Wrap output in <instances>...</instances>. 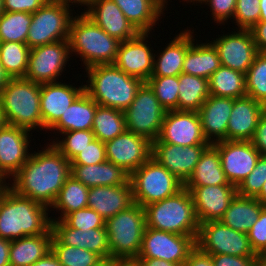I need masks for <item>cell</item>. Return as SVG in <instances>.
Listing matches in <instances>:
<instances>
[{
    "mask_svg": "<svg viewBox=\"0 0 266 266\" xmlns=\"http://www.w3.org/2000/svg\"><path fill=\"white\" fill-rule=\"evenodd\" d=\"M30 157L7 183L16 194L27 197L49 209L54 204L60 189L71 175V163L52 143ZM13 181V182H12Z\"/></svg>",
    "mask_w": 266,
    "mask_h": 266,
    "instance_id": "cell-1",
    "label": "cell"
},
{
    "mask_svg": "<svg viewBox=\"0 0 266 266\" xmlns=\"http://www.w3.org/2000/svg\"><path fill=\"white\" fill-rule=\"evenodd\" d=\"M49 211L52 209L16 194L7 184L1 185L0 237L13 241L46 233L51 228Z\"/></svg>",
    "mask_w": 266,
    "mask_h": 266,
    "instance_id": "cell-2",
    "label": "cell"
},
{
    "mask_svg": "<svg viewBox=\"0 0 266 266\" xmlns=\"http://www.w3.org/2000/svg\"><path fill=\"white\" fill-rule=\"evenodd\" d=\"M88 80L84 91L98 104L125 111L144 83L121 71L114 64H99L85 69Z\"/></svg>",
    "mask_w": 266,
    "mask_h": 266,
    "instance_id": "cell-3",
    "label": "cell"
},
{
    "mask_svg": "<svg viewBox=\"0 0 266 266\" xmlns=\"http://www.w3.org/2000/svg\"><path fill=\"white\" fill-rule=\"evenodd\" d=\"M76 15L70 22V55L80 56L85 69L99 64H113L121 41L107 34L83 12Z\"/></svg>",
    "mask_w": 266,
    "mask_h": 266,
    "instance_id": "cell-4",
    "label": "cell"
},
{
    "mask_svg": "<svg viewBox=\"0 0 266 266\" xmlns=\"http://www.w3.org/2000/svg\"><path fill=\"white\" fill-rule=\"evenodd\" d=\"M143 208L146 227L197 239L200 224L192 195L185 187L175 195L150 203Z\"/></svg>",
    "mask_w": 266,
    "mask_h": 266,
    "instance_id": "cell-5",
    "label": "cell"
},
{
    "mask_svg": "<svg viewBox=\"0 0 266 266\" xmlns=\"http://www.w3.org/2000/svg\"><path fill=\"white\" fill-rule=\"evenodd\" d=\"M41 84L25 78H11L0 93V105L6 123L24 128L42 130L40 109Z\"/></svg>",
    "mask_w": 266,
    "mask_h": 266,
    "instance_id": "cell-6",
    "label": "cell"
},
{
    "mask_svg": "<svg viewBox=\"0 0 266 266\" xmlns=\"http://www.w3.org/2000/svg\"><path fill=\"white\" fill-rule=\"evenodd\" d=\"M146 227L144 208L133 203L105 221L110 259L136 260Z\"/></svg>",
    "mask_w": 266,
    "mask_h": 266,
    "instance_id": "cell-7",
    "label": "cell"
},
{
    "mask_svg": "<svg viewBox=\"0 0 266 266\" xmlns=\"http://www.w3.org/2000/svg\"><path fill=\"white\" fill-rule=\"evenodd\" d=\"M74 4L67 0H48L40 9L32 13V21L26 44L31 49L36 46L68 40ZM72 15V16H71Z\"/></svg>",
    "mask_w": 266,
    "mask_h": 266,
    "instance_id": "cell-8",
    "label": "cell"
},
{
    "mask_svg": "<svg viewBox=\"0 0 266 266\" xmlns=\"http://www.w3.org/2000/svg\"><path fill=\"white\" fill-rule=\"evenodd\" d=\"M129 181L133 201L142 207L171 197L184 187V184L152 157L130 174Z\"/></svg>",
    "mask_w": 266,
    "mask_h": 266,
    "instance_id": "cell-9",
    "label": "cell"
},
{
    "mask_svg": "<svg viewBox=\"0 0 266 266\" xmlns=\"http://www.w3.org/2000/svg\"><path fill=\"white\" fill-rule=\"evenodd\" d=\"M166 111L154 91L144 82L137 90L135 99L123 112L126 130L153 142L159 136Z\"/></svg>",
    "mask_w": 266,
    "mask_h": 266,
    "instance_id": "cell-10",
    "label": "cell"
},
{
    "mask_svg": "<svg viewBox=\"0 0 266 266\" xmlns=\"http://www.w3.org/2000/svg\"><path fill=\"white\" fill-rule=\"evenodd\" d=\"M196 245L210 255L258 256L246 233L235 231L220 220L200 224Z\"/></svg>",
    "mask_w": 266,
    "mask_h": 266,
    "instance_id": "cell-11",
    "label": "cell"
},
{
    "mask_svg": "<svg viewBox=\"0 0 266 266\" xmlns=\"http://www.w3.org/2000/svg\"><path fill=\"white\" fill-rule=\"evenodd\" d=\"M70 57L68 40L33 47L30 49L25 79L41 85L57 82Z\"/></svg>",
    "mask_w": 266,
    "mask_h": 266,
    "instance_id": "cell-12",
    "label": "cell"
},
{
    "mask_svg": "<svg viewBox=\"0 0 266 266\" xmlns=\"http://www.w3.org/2000/svg\"><path fill=\"white\" fill-rule=\"evenodd\" d=\"M195 246L196 240L192 236L145 227L137 258H157L184 266L189 252Z\"/></svg>",
    "mask_w": 266,
    "mask_h": 266,
    "instance_id": "cell-13",
    "label": "cell"
},
{
    "mask_svg": "<svg viewBox=\"0 0 266 266\" xmlns=\"http://www.w3.org/2000/svg\"><path fill=\"white\" fill-rule=\"evenodd\" d=\"M155 141L180 146L210 145L203 134L197 111H166L161 130Z\"/></svg>",
    "mask_w": 266,
    "mask_h": 266,
    "instance_id": "cell-14",
    "label": "cell"
},
{
    "mask_svg": "<svg viewBox=\"0 0 266 266\" xmlns=\"http://www.w3.org/2000/svg\"><path fill=\"white\" fill-rule=\"evenodd\" d=\"M105 150L107 161L131 174L152 157V142L125 130L119 136L105 142Z\"/></svg>",
    "mask_w": 266,
    "mask_h": 266,
    "instance_id": "cell-15",
    "label": "cell"
},
{
    "mask_svg": "<svg viewBox=\"0 0 266 266\" xmlns=\"http://www.w3.org/2000/svg\"><path fill=\"white\" fill-rule=\"evenodd\" d=\"M213 145L218 149L227 180L235 187L254 170L261 155L251 141L222 140Z\"/></svg>",
    "mask_w": 266,
    "mask_h": 266,
    "instance_id": "cell-16",
    "label": "cell"
},
{
    "mask_svg": "<svg viewBox=\"0 0 266 266\" xmlns=\"http://www.w3.org/2000/svg\"><path fill=\"white\" fill-rule=\"evenodd\" d=\"M236 31L218 35L216 40L210 42L218 52L221 66L246 74L258 51L250 30Z\"/></svg>",
    "mask_w": 266,
    "mask_h": 266,
    "instance_id": "cell-17",
    "label": "cell"
},
{
    "mask_svg": "<svg viewBox=\"0 0 266 266\" xmlns=\"http://www.w3.org/2000/svg\"><path fill=\"white\" fill-rule=\"evenodd\" d=\"M209 145L180 146L175 144L152 142V158L164 166L182 184L192 176L196 164Z\"/></svg>",
    "mask_w": 266,
    "mask_h": 266,
    "instance_id": "cell-18",
    "label": "cell"
},
{
    "mask_svg": "<svg viewBox=\"0 0 266 266\" xmlns=\"http://www.w3.org/2000/svg\"><path fill=\"white\" fill-rule=\"evenodd\" d=\"M150 33L140 32L135 38L120 43L114 65L128 75L146 82L153 74L154 53L147 44Z\"/></svg>",
    "mask_w": 266,
    "mask_h": 266,
    "instance_id": "cell-19",
    "label": "cell"
},
{
    "mask_svg": "<svg viewBox=\"0 0 266 266\" xmlns=\"http://www.w3.org/2000/svg\"><path fill=\"white\" fill-rule=\"evenodd\" d=\"M30 131L6 124L0 129V174L8 180L20 170L30 157Z\"/></svg>",
    "mask_w": 266,
    "mask_h": 266,
    "instance_id": "cell-20",
    "label": "cell"
},
{
    "mask_svg": "<svg viewBox=\"0 0 266 266\" xmlns=\"http://www.w3.org/2000/svg\"><path fill=\"white\" fill-rule=\"evenodd\" d=\"M85 6L83 13L121 42L133 39L140 33L112 0H91Z\"/></svg>",
    "mask_w": 266,
    "mask_h": 266,
    "instance_id": "cell-21",
    "label": "cell"
},
{
    "mask_svg": "<svg viewBox=\"0 0 266 266\" xmlns=\"http://www.w3.org/2000/svg\"><path fill=\"white\" fill-rule=\"evenodd\" d=\"M192 195L199 224L219 221L237 195L234 185L185 187Z\"/></svg>",
    "mask_w": 266,
    "mask_h": 266,
    "instance_id": "cell-22",
    "label": "cell"
},
{
    "mask_svg": "<svg viewBox=\"0 0 266 266\" xmlns=\"http://www.w3.org/2000/svg\"><path fill=\"white\" fill-rule=\"evenodd\" d=\"M83 91L84 85L75 87L65 81L42 84L40 89L42 130L46 129L47 132Z\"/></svg>",
    "mask_w": 266,
    "mask_h": 266,
    "instance_id": "cell-23",
    "label": "cell"
},
{
    "mask_svg": "<svg viewBox=\"0 0 266 266\" xmlns=\"http://www.w3.org/2000/svg\"><path fill=\"white\" fill-rule=\"evenodd\" d=\"M53 236L63 245L75 246L99 255L103 260L110 259L106 228L82 231L69 227L63 220H51Z\"/></svg>",
    "mask_w": 266,
    "mask_h": 266,
    "instance_id": "cell-24",
    "label": "cell"
},
{
    "mask_svg": "<svg viewBox=\"0 0 266 266\" xmlns=\"http://www.w3.org/2000/svg\"><path fill=\"white\" fill-rule=\"evenodd\" d=\"M265 106L250 96L234 99L227 126V140L251 141Z\"/></svg>",
    "mask_w": 266,
    "mask_h": 266,
    "instance_id": "cell-25",
    "label": "cell"
},
{
    "mask_svg": "<svg viewBox=\"0 0 266 266\" xmlns=\"http://www.w3.org/2000/svg\"><path fill=\"white\" fill-rule=\"evenodd\" d=\"M233 102V98L210 95L198 111L203 134L210 144L227 140Z\"/></svg>",
    "mask_w": 266,
    "mask_h": 266,
    "instance_id": "cell-26",
    "label": "cell"
},
{
    "mask_svg": "<svg viewBox=\"0 0 266 266\" xmlns=\"http://www.w3.org/2000/svg\"><path fill=\"white\" fill-rule=\"evenodd\" d=\"M133 203L130 181L118 186L89 188L87 207L95 210L105 221L126 210Z\"/></svg>",
    "mask_w": 266,
    "mask_h": 266,
    "instance_id": "cell-27",
    "label": "cell"
},
{
    "mask_svg": "<svg viewBox=\"0 0 266 266\" xmlns=\"http://www.w3.org/2000/svg\"><path fill=\"white\" fill-rule=\"evenodd\" d=\"M193 31V32H192ZM184 29L167 43L161 52L154 54V69L152 76H178L183 73V63L186 52L192 44L194 29ZM157 56V57H156Z\"/></svg>",
    "mask_w": 266,
    "mask_h": 266,
    "instance_id": "cell-28",
    "label": "cell"
},
{
    "mask_svg": "<svg viewBox=\"0 0 266 266\" xmlns=\"http://www.w3.org/2000/svg\"><path fill=\"white\" fill-rule=\"evenodd\" d=\"M71 176L89 188L123 185L128 183L130 178V174L122 167L107 160L88 166L71 165Z\"/></svg>",
    "mask_w": 266,
    "mask_h": 266,
    "instance_id": "cell-29",
    "label": "cell"
},
{
    "mask_svg": "<svg viewBox=\"0 0 266 266\" xmlns=\"http://www.w3.org/2000/svg\"><path fill=\"white\" fill-rule=\"evenodd\" d=\"M139 32L152 33L167 8L166 0H112ZM166 4V5H165Z\"/></svg>",
    "mask_w": 266,
    "mask_h": 266,
    "instance_id": "cell-30",
    "label": "cell"
},
{
    "mask_svg": "<svg viewBox=\"0 0 266 266\" xmlns=\"http://www.w3.org/2000/svg\"><path fill=\"white\" fill-rule=\"evenodd\" d=\"M97 103L83 91L62 114L60 119L49 129L64 133L75 130H92Z\"/></svg>",
    "mask_w": 266,
    "mask_h": 266,
    "instance_id": "cell-31",
    "label": "cell"
},
{
    "mask_svg": "<svg viewBox=\"0 0 266 266\" xmlns=\"http://www.w3.org/2000/svg\"><path fill=\"white\" fill-rule=\"evenodd\" d=\"M53 232L50 228L46 233L36 236H25L11 241L10 266H31L51 251Z\"/></svg>",
    "mask_w": 266,
    "mask_h": 266,
    "instance_id": "cell-32",
    "label": "cell"
},
{
    "mask_svg": "<svg viewBox=\"0 0 266 266\" xmlns=\"http://www.w3.org/2000/svg\"><path fill=\"white\" fill-rule=\"evenodd\" d=\"M194 35H192V44L188 48L182 71L188 75L199 76L205 79L210 76L221 66L218 52L211 42L197 43L195 45Z\"/></svg>",
    "mask_w": 266,
    "mask_h": 266,
    "instance_id": "cell-33",
    "label": "cell"
},
{
    "mask_svg": "<svg viewBox=\"0 0 266 266\" xmlns=\"http://www.w3.org/2000/svg\"><path fill=\"white\" fill-rule=\"evenodd\" d=\"M232 185L222 169L218 149L210 144L202 153L195 170L184 187Z\"/></svg>",
    "mask_w": 266,
    "mask_h": 266,
    "instance_id": "cell-34",
    "label": "cell"
},
{
    "mask_svg": "<svg viewBox=\"0 0 266 266\" xmlns=\"http://www.w3.org/2000/svg\"><path fill=\"white\" fill-rule=\"evenodd\" d=\"M263 207L258 199L237 194L220 221L235 231L247 234Z\"/></svg>",
    "mask_w": 266,
    "mask_h": 266,
    "instance_id": "cell-35",
    "label": "cell"
},
{
    "mask_svg": "<svg viewBox=\"0 0 266 266\" xmlns=\"http://www.w3.org/2000/svg\"><path fill=\"white\" fill-rule=\"evenodd\" d=\"M178 110L199 111L210 96L209 80L181 73L178 75Z\"/></svg>",
    "mask_w": 266,
    "mask_h": 266,
    "instance_id": "cell-36",
    "label": "cell"
},
{
    "mask_svg": "<svg viewBox=\"0 0 266 266\" xmlns=\"http://www.w3.org/2000/svg\"><path fill=\"white\" fill-rule=\"evenodd\" d=\"M89 187L83 185L73 176H69L64 182L63 187L50 207L59 211L60 216L51 220H63L68 214L87 207Z\"/></svg>",
    "mask_w": 266,
    "mask_h": 266,
    "instance_id": "cell-37",
    "label": "cell"
},
{
    "mask_svg": "<svg viewBox=\"0 0 266 266\" xmlns=\"http://www.w3.org/2000/svg\"><path fill=\"white\" fill-rule=\"evenodd\" d=\"M209 91L212 96L233 99L246 96L245 74L220 66L209 78Z\"/></svg>",
    "mask_w": 266,
    "mask_h": 266,
    "instance_id": "cell-38",
    "label": "cell"
},
{
    "mask_svg": "<svg viewBox=\"0 0 266 266\" xmlns=\"http://www.w3.org/2000/svg\"><path fill=\"white\" fill-rule=\"evenodd\" d=\"M125 130L126 124L123 111L97 105L91 130L95 139L105 143L119 136Z\"/></svg>",
    "mask_w": 266,
    "mask_h": 266,
    "instance_id": "cell-39",
    "label": "cell"
},
{
    "mask_svg": "<svg viewBox=\"0 0 266 266\" xmlns=\"http://www.w3.org/2000/svg\"><path fill=\"white\" fill-rule=\"evenodd\" d=\"M29 53L26 43L0 42V62L10 78H25Z\"/></svg>",
    "mask_w": 266,
    "mask_h": 266,
    "instance_id": "cell-40",
    "label": "cell"
},
{
    "mask_svg": "<svg viewBox=\"0 0 266 266\" xmlns=\"http://www.w3.org/2000/svg\"><path fill=\"white\" fill-rule=\"evenodd\" d=\"M32 14L7 12L0 14V42L26 43Z\"/></svg>",
    "mask_w": 266,
    "mask_h": 266,
    "instance_id": "cell-41",
    "label": "cell"
},
{
    "mask_svg": "<svg viewBox=\"0 0 266 266\" xmlns=\"http://www.w3.org/2000/svg\"><path fill=\"white\" fill-rule=\"evenodd\" d=\"M51 250L62 266H97L103 260L99 255L87 249L63 245L54 236Z\"/></svg>",
    "mask_w": 266,
    "mask_h": 266,
    "instance_id": "cell-42",
    "label": "cell"
},
{
    "mask_svg": "<svg viewBox=\"0 0 266 266\" xmlns=\"http://www.w3.org/2000/svg\"><path fill=\"white\" fill-rule=\"evenodd\" d=\"M245 79L246 95L266 107V53L256 54Z\"/></svg>",
    "mask_w": 266,
    "mask_h": 266,
    "instance_id": "cell-43",
    "label": "cell"
},
{
    "mask_svg": "<svg viewBox=\"0 0 266 266\" xmlns=\"http://www.w3.org/2000/svg\"><path fill=\"white\" fill-rule=\"evenodd\" d=\"M146 83L167 111L178 110V76H151Z\"/></svg>",
    "mask_w": 266,
    "mask_h": 266,
    "instance_id": "cell-44",
    "label": "cell"
},
{
    "mask_svg": "<svg viewBox=\"0 0 266 266\" xmlns=\"http://www.w3.org/2000/svg\"><path fill=\"white\" fill-rule=\"evenodd\" d=\"M60 134L63 135L62 140L56 137L54 140L51 139L50 143L69 161L95 140L94 133L91 130H75Z\"/></svg>",
    "mask_w": 266,
    "mask_h": 266,
    "instance_id": "cell-45",
    "label": "cell"
},
{
    "mask_svg": "<svg viewBox=\"0 0 266 266\" xmlns=\"http://www.w3.org/2000/svg\"><path fill=\"white\" fill-rule=\"evenodd\" d=\"M266 181V155H260L254 170L237 187V194L256 198Z\"/></svg>",
    "mask_w": 266,
    "mask_h": 266,
    "instance_id": "cell-46",
    "label": "cell"
},
{
    "mask_svg": "<svg viewBox=\"0 0 266 266\" xmlns=\"http://www.w3.org/2000/svg\"><path fill=\"white\" fill-rule=\"evenodd\" d=\"M260 0H237L236 8L233 16V23L238 28L243 30H250L255 24L259 22L260 16Z\"/></svg>",
    "mask_w": 266,
    "mask_h": 266,
    "instance_id": "cell-47",
    "label": "cell"
},
{
    "mask_svg": "<svg viewBox=\"0 0 266 266\" xmlns=\"http://www.w3.org/2000/svg\"><path fill=\"white\" fill-rule=\"evenodd\" d=\"M63 221L71 228L89 231V229L105 228V220L93 209L86 207L68 214Z\"/></svg>",
    "mask_w": 266,
    "mask_h": 266,
    "instance_id": "cell-48",
    "label": "cell"
},
{
    "mask_svg": "<svg viewBox=\"0 0 266 266\" xmlns=\"http://www.w3.org/2000/svg\"><path fill=\"white\" fill-rule=\"evenodd\" d=\"M106 161L105 143L98 139L89 143L71 161V165H95Z\"/></svg>",
    "mask_w": 266,
    "mask_h": 266,
    "instance_id": "cell-49",
    "label": "cell"
},
{
    "mask_svg": "<svg viewBox=\"0 0 266 266\" xmlns=\"http://www.w3.org/2000/svg\"><path fill=\"white\" fill-rule=\"evenodd\" d=\"M237 0H203L200 3L208 5L214 22L225 25L231 17L233 19Z\"/></svg>",
    "mask_w": 266,
    "mask_h": 266,
    "instance_id": "cell-50",
    "label": "cell"
},
{
    "mask_svg": "<svg viewBox=\"0 0 266 266\" xmlns=\"http://www.w3.org/2000/svg\"><path fill=\"white\" fill-rule=\"evenodd\" d=\"M247 235L252 249L259 255L266 247V207L262 208Z\"/></svg>",
    "mask_w": 266,
    "mask_h": 266,
    "instance_id": "cell-51",
    "label": "cell"
},
{
    "mask_svg": "<svg viewBox=\"0 0 266 266\" xmlns=\"http://www.w3.org/2000/svg\"><path fill=\"white\" fill-rule=\"evenodd\" d=\"M214 266H257L258 256L211 255Z\"/></svg>",
    "mask_w": 266,
    "mask_h": 266,
    "instance_id": "cell-52",
    "label": "cell"
},
{
    "mask_svg": "<svg viewBox=\"0 0 266 266\" xmlns=\"http://www.w3.org/2000/svg\"><path fill=\"white\" fill-rule=\"evenodd\" d=\"M48 0H3L4 11L34 13Z\"/></svg>",
    "mask_w": 266,
    "mask_h": 266,
    "instance_id": "cell-53",
    "label": "cell"
},
{
    "mask_svg": "<svg viewBox=\"0 0 266 266\" xmlns=\"http://www.w3.org/2000/svg\"><path fill=\"white\" fill-rule=\"evenodd\" d=\"M251 142L261 155H266V110L258 120L256 131Z\"/></svg>",
    "mask_w": 266,
    "mask_h": 266,
    "instance_id": "cell-54",
    "label": "cell"
},
{
    "mask_svg": "<svg viewBox=\"0 0 266 266\" xmlns=\"http://www.w3.org/2000/svg\"><path fill=\"white\" fill-rule=\"evenodd\" d=\"M184 266H214L210 254L202 251L197 245L189 252Z\"/></svg>",
    "mask_w": 266,
    "mask_h": 266,
    "instance_id": "cell-55",
    "label": "cell"
},
{
    "mask_svg": "<svg viewBox=\"0 0 266 266\" xmlns=\"http://www.w3.org/2000/svg\"><path fill=\"white\" fill-rule=\"evenodd\" d=\"M258 52L266 53V21H259L251 29Z\"/></svg>",
    "mask_w": 266,
    "mask_h": 266,
    "instance_id": "cell-56",
    "label": "cell"
},
{
    "mask_svg": "<svg viewBox=\"0 0 266 266\" xmlns=\"http://www.w3.org/2000/svg\"><path fill=\"white\" fill-rule=\"evenodd\" d=\"M11 241L0 237V266H10L9 254H10Z\"/></svg>",
    "mask_w": 266,
    "mask_h": 266,
    "instance_id": "cell-57",
    "label": "cell"
},
{
    "mask_svg": "<svg viewBox=\"0 0 266 266\" xmlns=\"http://www.w3.org/2000/svg\"><path fill=\"white\" fill-rule=\"evenodd\" d=\"M31 266H62V265L60 264L56 255L51 250Z\"/></svg>",
    "mask_w": 266,
    "mask_h": 266,
    "instance_id": "cell-58",
    "label": "cell"
},
{
    "mask_svg": "<svg viewBox=\"0 0 266 266\" xmlns=\"http://www.w3.org/2000/svg\"><path fill=\"white\" fill-rule=\"evenodd\" d=\"M136 261L141 266H181L176 263H171L166 260H160L157 258H137Z\"/></svg>",
    "mask_w": 266,
    "mask_h": 266,
    "instance_id": "cell-59",
    "label": "cell"
},
{
    "mask_svg": "<svg viewBox=\"0 0 266 266\" xmlns=\"http://www.w3.org/2000/svg\"><path fill=\"white\" fill-rule=\"evenodd\" d=\"M11 78L8 76V74L5 72L3 66L1 65L0 62V93L2 92L3 88L6 86L8 81Z\"/></svg>",
    "mask_w": 266,
    "mask_h": 266,
    "instance_id": "cell-60",
    "label": "cell"
},
{
    "mask_svg": "<svg viewBox=\"0 0 266 266\" xmlns=\"http://www.w3.org/2000/svg\"><path fill=\"white\" fill-rule=\"evenodd\" d=\"M260 16L259 21H266V0H260Z\"/></svg>",
    "mask_w": 266,
    "mask_h": 266,
    "instance_id": "cell-61",
    "label": "cell"
},
{
    "mask_svg": "<svg viewBox=\"0 0 266 266\" xmlns=\"http://www.w3.org/2000/svg\"><path fill=\"white\" fill-rule=\"evenodd\" d=\"M266 207V181L264 182L263 188L260 194L256 197Z\"/></svg>",
    "mask_w": 266,
    "mask_h": 266,
    "instance_id": "cell-62",
    "label": "cell"
},
{
    "mask_svg": "<svg viewBox=\"0 0 266 266\" xmlns=\"http://www.w3.org/2000/svg\"><path fill=\"white\" fill-rule=\"evenodd\" d=\"M118 266H141L136 260H118Z\"/></svg>",
    "mask_w": 266,
    "mask_h": 266,
    "instance_id": "cell-63",
    "label": "cell"
},
{
    "mask_svg": "<svg viewBox=\"0 0 266 266\" xmlns=\"http://www.w3.org/2000/svg\"><path fill=\"white\" fill-rule=\"evenodd\" d=\"M97 266H118L117 259L102 260Z\"/></svg>",
    "mask_w": 266,
    "mask_h": 266,
    "instance_id": "cell-64",
    "label": "cell"
},
{
    "mask_svg": "<svg viewBox=\"0 0 266 266\" xmlns=\"http://www.w3.org/2000/svg\"><path fill=\"white\" fill-rule=\"evenodd\" d=\"M67 1L69 3L74 4V5L78 4V6L80 5L82 7V6H85L91 0H67Z\"/></svg>",
    "mask_w": 266,
    "mask_h": 266,
    "instance_id": "cell-65",
    "label": "cell"
},
{
    "mask_svg": "<svg viewBox=\"0 0 266 266\" xmlns=\"http://www.w3.org/2000/svg\"><path fill=\"white\" fill-rule=\"evenodd\" d=\"M6 124L7 123L4 117V113L2 112L1 105H0V129H2Z\"/></svg>",
    "mask_w": 266,
    "mask_h": 266,
    "instance_id": "cell-66",
    "label": "cell"
},
{
    "mask_svg": "<svg viewBox=\"0 0 266 266\" xmlns=\"http://www.w3.org/2000/svg\"><path fill=\"white\" fill-rule=\"evenodd\" d=\"M258 262H265L266 263V247L264 250L258 255Z\"/></svg>",
    "mask_w": 266,
    "mask_h": 266,
    "instance_id": "cell-67",
    "label": "cell"
},
{
    "mask_svg": "<svg viewBox=\"0 0 266 266\" xmlns=\"http://www.w3.org/2000/svg\"><path fill=\"white\" fill-rule=\"evenodd\" d=\"M184 2L186 1L187 3H192L193 2V4L194 3H196V6H197V3H198V5H199V3H201L203 0H183Z\"/></svg>",
    "mask_w": 266,
    "mask_h": 266,
    "instance_id": "cell-68",
    "label": "cell"
},
{
    "mask_svg": "<svg viewBox=\"0 0 266 266\" xmlns=\"http://www.w3.org/2000/svg\"><path fill=\"white\" fill-rule=\"evenodd\" d=\"M8 181L6 182V179L0 174V185H6Z\"/></svg>",
    "mask_w": 266,
    "mask_h": 266,
    "instance_id": "cell-69",
    "label": "cell"
},
{
    "mask_svg": "<svg viewBox=\"0 0 266 266\" xmlns=\"http://www.w3.org/2000/svg\"><path fill=\"white\" fill-rule=\"evenodd\" d=\"M3 12H4L3 0H0V14H2Z\"/></svg>",
    "mask_w": 266,
    "mask_h": 266,
    "instance_id": "cell-70",
    "label": "cell"
},
{
    "mask_svg": "<svg viewBox=\"0 0 266 266\" xmlns=\"http://www.w3.org/2000/svg\"><path fill=\"white\" fill-rule=\"evenodd\" d=\"M257 266H266V263L265 262H258Z\"/></svg>",
    "mask_w": 266,
    "mask_h": 266,
    "instance_id": "cell-71",
    "label": "cell"
}]
</instances>
